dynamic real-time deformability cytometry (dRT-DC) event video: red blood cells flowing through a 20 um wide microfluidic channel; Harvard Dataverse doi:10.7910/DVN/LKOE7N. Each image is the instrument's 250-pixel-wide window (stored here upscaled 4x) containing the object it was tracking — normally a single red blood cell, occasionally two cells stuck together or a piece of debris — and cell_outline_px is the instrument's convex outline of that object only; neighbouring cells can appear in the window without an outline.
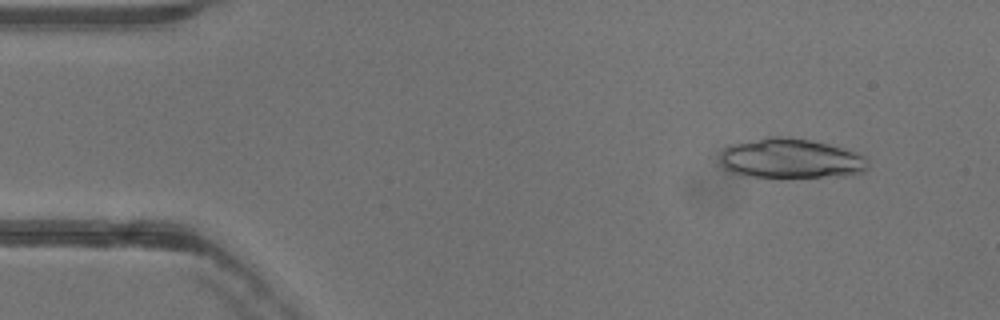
{"species": "common noctule bat (a hibernating species)", "species_latin": "Nyctalus noctula", "temperature_condition": "warm", "stored_images_in_passage": 50, "camera_frame_rate_fps": 3000, "um_per_image_px": 0.085, "animal": {"sex": "female"}, "frame": {"image": 1, "passage_image": 5, "time_ms": 1.333, "image_size_px": [1000, 320], "cell_outline_px": [[868, 168], [864, 172], [844, 176], [744, 176], [732, 172], [724, 168], [720, 160], [720, 152], [724, 148], [732, 144], [764, 136], [788, 136], [828, 144], [860, 152], [868, 160]], "centroid_in_image_um": [67.23, 13.45], "position_along_channel_um": 17.8, "area_um2": 34.45}}
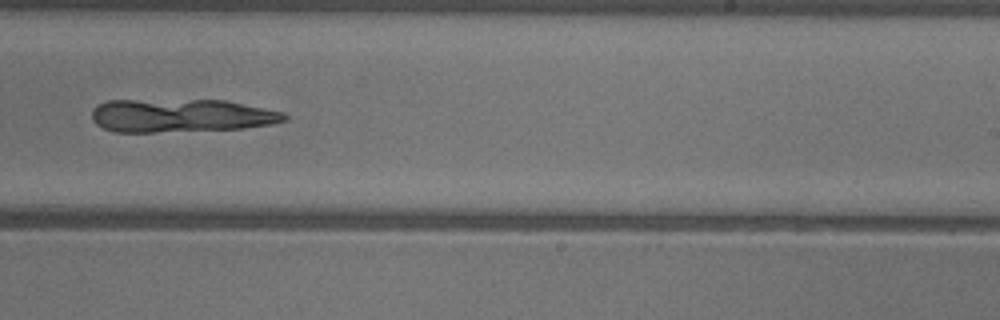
{"frame": {"image": 2, "passage_image": 31, "time_ms": 10.0, "image_size_px": [1000, 320], "cell_outline_px": [[288, 120], [268, 124], [244, 128], [156, 132], [116, 132], [104, 128], [96, 124], [92, 120], [92, 108], [96, 104], [108, 100], [224, 100], [284, 112], [288, 116]], "centroid_in_image_um": [15.34, 9.82], "position_along_channel_um": 273.7, "area_um2": 37.4}}
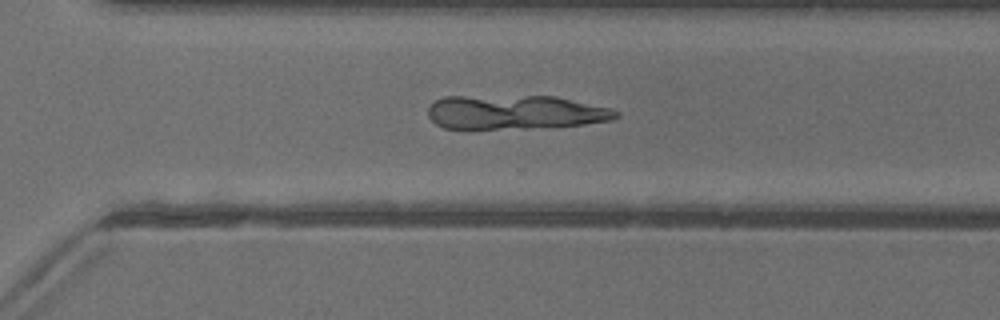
{"frame": {"image": 3, "passage_image": 35, "time_ms": 11.333, "image_size_px": [1000, 320], "cell_outline_px": [[620, 116], [612, 120], [584, 124], [528, 128], [444, 128], [436, 124], [428, 116], [428, 108], [436, 100], [444, 96], [556, 96], [608, 108], [620, 112]], "centroid_in_image_um": [43.78, 9.53], "position_along_channel_um": 326.8, "area_um2": 37.17}}